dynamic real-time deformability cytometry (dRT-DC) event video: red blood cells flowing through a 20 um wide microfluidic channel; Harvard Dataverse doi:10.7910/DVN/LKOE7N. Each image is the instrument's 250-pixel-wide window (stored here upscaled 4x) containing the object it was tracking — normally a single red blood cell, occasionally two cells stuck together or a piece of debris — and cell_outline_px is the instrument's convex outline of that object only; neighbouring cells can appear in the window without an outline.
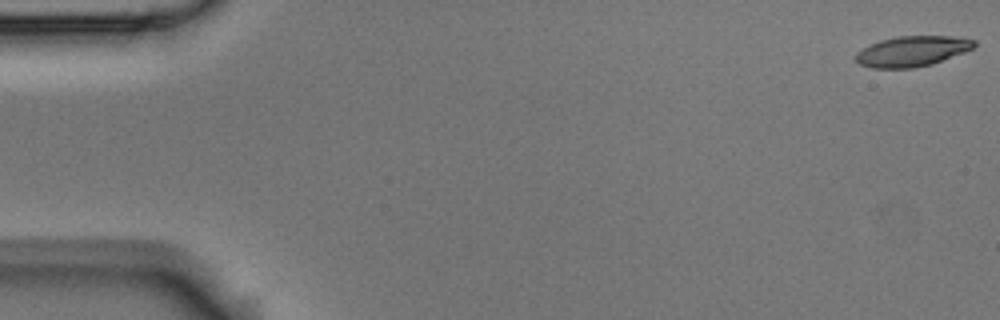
{"species": "Egyptian fruit bat (a non-hibernating species)", "species_latin": "Rousettus aegyptiacus", "temperature_condition": "room temperature", "stored_images_in_passage": 11, "camera_frame_rate_fps": 3000, "um_per_image_px": 0.085, "animal": {"sex": "male"}, "frame": {"image": 1, "passage_image": 1, "time_ms": 0.0, "image_size_px": [1000, 320], "cell_outline_px": [[976, 44], [972, 48], [964, 52], [932, 64], [912, 68], [872, 68], [860, 64], [856, 60], [856, 52], [880, 40], [896, 36], [952, 36], [976, 40]], "centroid_in_image_um": [77.53, 4.35], "position_along_channel_um": 7.5, "area_um2": 20.81}}